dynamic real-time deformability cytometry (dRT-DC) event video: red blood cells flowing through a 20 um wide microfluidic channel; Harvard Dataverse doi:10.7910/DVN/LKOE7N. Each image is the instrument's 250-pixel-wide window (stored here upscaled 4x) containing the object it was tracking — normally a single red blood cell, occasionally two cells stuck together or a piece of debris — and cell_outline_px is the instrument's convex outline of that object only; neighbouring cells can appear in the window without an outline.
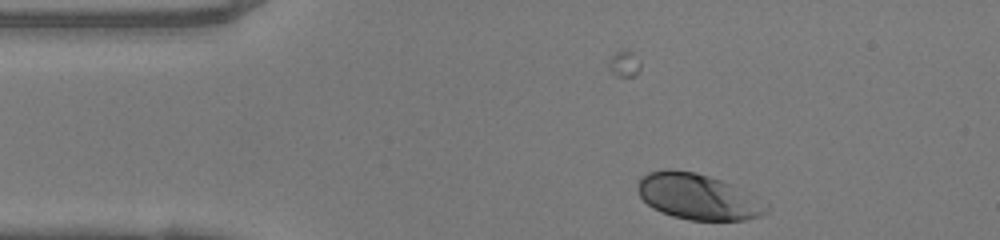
{"species": "human", "species_latin": "Homo sapiens", "temperature_condition": "warm", "stored_images_in_passage": 5, "camera_frame_rate_fps": 3000, "um_per_image_px": 0.085, "donor": {"sex": "female"}, "frame": {"image": 1, "passage_image": 5, "time_ms": 1.333, "image_size_px": [1000, 240], "cell_outline_px": [[772, 208], [768, 212], [760, 216], [744, 220], [688, 220], [672, 216], [660, 212], [652, 208], [640, 196], [636, 188], [636, 184], [648, 172], [668, 168], [696, 172], [720, 180], [756, 196], [768, 204]], "centroid_in_image_um": [59.33, 16.73], "position_along_channel_um": 25.7, "area_um2": 34.51}}